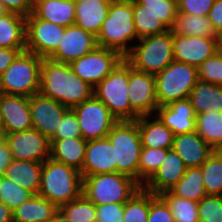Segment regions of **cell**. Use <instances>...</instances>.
<instances>
[{
	"instance_id": "31",
	"label": "cell",
	"mask_w": 222,
	"mask_h": 222,
	"mask_svg": "<svg viewBox=\"0 0 222 222\" xmlns=\"http://www.w3.org/2000/svg\"><path fill=\"white\" fill-rule=\"evenodd\" d=\"M173 195L199 202L207 196L201 168H188L182 179L169 190Z\"/></svg>"
},
{
	"instance_id": "40",
	"label": "cell",
	"mask_w": 222,
	"mask_h": 222,
	"mask_svg": "<svg viewBox=\"0 0 222 222\" xmlns=\"http://www.w3.org/2000/svg\"><path fill=\"white\" fill-rule=\"evenodd\" d=\"M146 10L155 14L159 20L172 30L178 13L177 0H136Z\"/></svg>"
},
{
	"instance_id": "19",
	"label": "cell",
	"mask_w": 222,
	"mask_h": 222,
	"mask_svg": "<svg viewBox=\"0 0 222 222\" xmlns=\"http://www.w3.org/2000/svg\"><path fill=\"white\" fill-rule=\"evenodd\" d=\"M117 172L115 148L108 137L88 141L81 171L82 177Z\"/></svg>"
},
{
	"instance_id": "42",
	"label": "cell",
	"mask_w": 222,
	"mask_h": 222,
	"mask_svg": "<svg viewBox=\"0 0 222 222\" xmlns=\"http://www.w3.org/2000/svg\"><path fill=\"white\" fill-rule=\"evenodd\" d=\"M199 222H222V196L207 195L198 202Z\"/></svg>"
},
{
	"instance_id": "56",
	"label": "cell",
	"mask_w": 222,
	"mask_h": 222,
	"mask_svg": "<svg viewBox=\"0 0 222 222\" xmlns=\"http://www.w3.org/2000/svg\"><path fill=\"white\" fill-rule=\"evenodd\" d=\"M6 13H7V11L4 8V5L0 2V16L4 15Z\"/></svg>"
},
{
	"instance_id": "12",
	"label": "cell",
	"mask_w": 222,
	"mask_h": 222,
	"mask_svg": "<svg viewBox=\"0 0 222 222\" xmlns=\"http://www.w3.org/2000/svg\"><path fill=\"white\" fill-rule=\"evenodd\" d=\"M65 27L34 16L26 17V51L48 58L59 46Z\"/></svg>"
},
{
	"instance_id": "52",
	"label": "cell",
	"mask_w": 222,
	"mask_h": 222,
	"mask_svg": "<svg viewBox=\"0 0 222 222\" xmlns=\"http://www.w3.org/2000/svg\"><path fill=\"white\" fill-rule=\"evenodd\" d=\"M0 222H13L12 210L2 202H0Z\"/></svg>"
},
{
	"instance_id": "58",
	"label": "cell",
	"mask_w": 222,
	"mask_h": 222,
	"mask_svg": "<svg viewBox=\"0 0 222 222\" xmlns=\"http://www.w3.org/2000/svg\"><path fill=\"white\" fill-rule=\"evenodd\" d=\"M3 130V121L0 113V131Z\"/></svg>"
},
{
	"instance_id": "33",
	"label": "cell",
	"mask_w": 222,
	"mask_h": 222,
	"mask_svg": "<svg viewBox=\"0 0 222 222\" xmlns=\"http://www.w3.org/2000/svg\"><path fill=\"white\" fill-rule=\"evenodd\" d=\"M172 31L174 34L182 36L201 37H215L216 32L208 20V17L187 15L179 12L177 13Z\"/></svg>"
},
{
	"instance_id": "38",
	"label": "cell",
	"mask_w": 222,
	"mask_h": 222,
	"mask_svg": "<svg viewBox=\"0 0 222 222\" xmlns=\"http://www.w3.org/2000/svg\"><path fill=\"white\" fill-rule=\"evenodd\" d=\"M59 210L72 222H96V205L83 194L79 198L61 205Z\"/></svg>"
},
{
	"instance_id": "39",
	"label": "cell",
	"mask_w": 222,
	"mask_h": 222,
	"mask_svg": "<svg viewBox=\"0 0 222 222\" xmlns=\"http://www.w3.org/2000/svg\"><path fill=\"white\" fill-rule=\"evenodd\" d=\"M123 222H148L149 191L141 187L124 204Z\"/></svg>"
},
{
	"instance_id": "1",
	"label": "cell",
	"mask_w": 222,
	"mask_h": 222,
	"mask_svg": "<svg viewBox=\"0 0 222 222\" xmlns=\"http://www.w3.org/2000/svg\"><path fill=\"white\" fill-rule=\"evenodd\" d=\"M39 93L72 109L93 96V87L77 76L69 64L42 58Z\"/></svg>"
},
{
	"instance_id": "6",
	"label": "cell",
	"mask_w": 222,
	"mask_h": 222,
	"mask_svg": "<svg viewBox=\"0 0 222 222\" xmlns=\"http://www.w3.org/2000/svg\"><path fill=\"white\" fill-rule=\"evenodd\" d=\"M82 178V194L95 205L125 204L141 188L135 180L118 172Z\"/></svg>"
},
{
	"instance_id": "20",
	"label": "cell",
	"mask_w": 222,
	"mask_h": 222,
	"mask_svg": "<svg viewBox=\"0 0 222 222\" xmlns=\"http://www.w3.org/2000/svg\"><path fill=\"white\" fill-rule=\"evenodd\" d=\"M186 169L181 157L170 148L162 165L142 187L155 195H160L176 185L184 176Z\"/></svg>"
},
{
	"instance_id": "8",
	"label": "cell",
	"mask_w": 222,
	"mask_h": 222,
	"mask_svg": "<svg viewBox=\"0 0 222 222\" xmlns=\"http://www.w3.org/2000/svg\"><path fill=\"white\" fill-rule=\"evenodd\" d=\"M42 58L21 52L0 75V93L31 97L39 93Z\"/></svg>"
},
{
	"instance_id": "18",
	"label": "cell",
	"mask_w": 222,
	"mask_h": 222,
	"mask_svg": "<svg viewBox=\"0 0 222 222\" xmlns=\"http://www.w3.org/2000/svg\"><path fill=\"white\" fill-rule=\"evenodd\" d=\"M0 113L5 134L33 129L27 96L0 93Z\"/></svg>"
},
{
	"instance_id": "60",
	"label": "cell",
	"mask_w": 222,
	"mask_h": 222,
	"mask_svg": "<svg viewBox=\"0 0 222 222\" xmlns=\"http://www.w3.org/2000/svg\"><path fill=\"white\" fill-rule=\"evenodd\" d=\"M114 1H125V2H133V1H136V0H114Z\"/></svg>"
},
{
	"instance_id": "3",
	"label": "cell",
	"mask_w": 222,
	"mask_h": 222,
	"mask_svg": "<svg viewBox=\"0 0 222 222\" xmlns=\"http://www.w3.org/2000/svg\"><path fill=\"white\" fill-rule=\"evenodd\" d=\"M81 172L64 163L48 158L43 162L38 195L58 207L82 195Z\"/></svg>"
},
{
	"instance_id": "5",
	"label": "cell",
	"mask_w": 222,
	"mask_h": 222,
	"mask_svg": "<svg viewBox=\"0 0 222 222\" xmlns=\"http://www.w3.org/2000/svg\"><path fill=\"white\" fill-rule=\"evenodd\" d=\"M137 42L125 57L135 70L156 75L174 61L172 30Z\"/></svg>"
},
{
	"instance_id": "22",
	"label": "cell",
	"mask_w": 222,
	"mask_h": 222,
	"mask_svg": "<svg viewBox=\"0 0 222 222\" xmlns=\"http://www.w3.org/2000/svg\"><path fill=\"white\" fill-rule=\"evenodd\" d=\"M172 148L181 157L187 169L201 167L214 152L196 131L176 135Z\"/></svg>"
},
{
	"instance_id": "21",
	"label": "cell",
	"mask_w": 222,
	"mask_h": 222,
	"mask_svg": "<svg viewBox=\"0 0 222 222\" xmlns=\"http://www.w3.org/2000/svg\"><path fill=\"white\" fill-rule=\"evenodd\" d=\"M155 115L175 136L195 132L196 115L188 98L158 107Z\"/></svg>"
},
{
	"instance_id": "35",
	"label": "cell",
	"mask_w": 222,
	"mask_h": 222,
	"mask_svg": "<svg viewBox=\"0 0 222 222\" xmlns=\"http://www.w3.org/2000/svg\"><path fill=\"white\" fill-rule=\"evenodd\" d=\"M160 196L168 204L175 222H199L198 202L173 195L165 191Z\"/></svg>"
},
{
	"instance_id": "45",
	"label": "cell",
	"mask_w": 222,
	"mask_h": 222,
	"mask_svg": "<svg viewBox=\"0 0 222 222\" xmlns=\"http://www.w3.org/2000/svg\"><path fill=\"white\" fill-rule=\"evenodd\" d=\"M82 137L78 118L72 109H69L63 116L59 127L50 141L64 138Z\"/></svg>"
},
{
	"instance_id": "46",
	"label": "cell",
	"mask_w": 222,
	"mask_h": 222,
	"mask_svg": "<svg viewBox=\"0 0 222 222\" xmlns=\"http://www.w3.org/2000/svg\"><path fill=\"white\" fill-rule=\"evenodd\" d=\"M215 0H177L178 12L187 15L208 17Z\"/></svg>"
},
{
	"instance_id": "59",
	"label": "cell",
	"mask_w": 222,
	"mask_h": 222,
	"mask_svg": "<svg viewBox=\"0 0 222 222\" xmlns=\"http://www.w3.org/2000/svg\"><path fill=\"white\" fill-rule=\"evenodd\" d=\"M70 1H72L74 4H77V3L82 2L84 0H70Z\"/></svg>"
},
{
	"instance_id": "17",
	"label": "cell",
	"mask_w": 222,
	"mask_h": 222,
	"mask_svg": "<svg viewBox=\"0 0 222 222\" xmlns=\"http://www.w3.org/2000/svg\"><path fill=\"white\" fill-rule=\"evenodd\" d=\"M172 41L174 60L197 68L217 53L214 37L182 36L172 31Z\"/></svg>"
},
{
	"instance_id": "14",
	"label": "cell",
	"mask_w": 222,
	"mask_h": 222,
	"mask_svg": "<svg viewBox=\"0 0 222 222\" xmlns=\"http://www.w3.org/2000/svg\"><path fill=\"white\" fill-rule=\"evenodd\" d=\"M128 99L139 116L155 115L158 106L155 75L135 70L129 63Z\"/></svg>"
},
{
	"instance_id": "34",
	"label": "cell",
	"mask_w": 222,
	"mask_h": 222,
	"mask_svg": "<svg viewBox=\"0 0 222 222\" xmlns=\"http://www.w3.org/2000/svg\"><path fill=\"white\" fill-rule=\"evenodd\" d=\"M133 15L137 41L141 38L162 34L169 30L155 14L146 10L137 1H133Z\"/></svg>"
},
{
	"instance_id": "15",
	"label": "cell",
	"mask_w": 222,
	"mask_h": 222,
	"mask_svg": "<svg viewBox=\"0 0 222 222\" xmlns=\"http://www.w3.org/2000/svg\"><path fill=\"white\" fill-rule=\"evenodd\" d=\"M97 46V39L93 33L83 30L76 24H72L65 27V32L58 48L48 59L70 64L88 54Z\"/></svg>"
},
{
	"instance_id": "25",
	"label": "cell",
	"mask_w": 222,
	"mask_h": 222,
	"mask_svg": "<svg viewBox=\"0 0 222 222\" xmlns=\"http://www.w3.org/2000/svg\"><path fill=\"white\" fill-rule=\"evenodd\" d=\"M111 2L112 0H84L77 3L74 24L97 36Z\"/></svg>"
},
{
	"instance_id": "9",
	"label": "cell",
	"mask_w": 222,
	"mask_h": 222,
	"mask_svg": "<svg viewBox=\"0 0 222 222\" xmlns=\"http://www.w3.org/2000/svg\"><path fill=\"white\" fill-rule=\"evenodd\" d=\"M197 81V67L172 61L162 72L155 75L158 106L187 99Z\"/></svg>"
},
{
	"instance_id": "48",
	"label": "cell",
	"mask_w": 222,
	"mask_h": 222,
	"mask_svg": "<svg viewBox=\"0 0 222 222\" xmlns=\"http://www.w3.org/2000/svg\"><path fill=\"white\" fill-rule=\"evenodd\" d=\"M9 13L27 17L32 13L33 3L31 0H0Z\"/></svg>"
},
{
	"instance_id": "44",
	"label": "cell",
	"mask_w": 222,
	"mask_h": 222,
	"mask_svg": "<svg viewBox=\"0 0 222 222\" xmlns=\"http://www.w3.org/2000/svg\"><path fill=\"white\" fill-rule=\"evenodd\" d=\"M148 222H175L166 201L152 192H149Z\"/></svg>"
},
{
	"instance_id": "13",
	"label": "cell",
	"mask_w": 222,
	"mask_h": 222,
	"mask_svg": "<svg viewBox=\"0 0 222 222\" xmlns=\"http://www.w3.org/2000/svg\"><path fill=\"white\" fill-rule=\"evenodd\" d=\"M5 141L13 160L43 163L50 158V140L35 129L6 134Z\"/></svg>"
},
{
	"instance_id": "57",
	"label": "cell",
	"mask_w": 222,
	"mask_h": 222,
	"mask_svg": "<svg viewBox=\"0 0 222 222\" xmlns=\"http://www.w3.org/2000/svg\"><path fill=\"white\" fill-rule=\"evenodd\" d=\"M5 132L3 130L0 131V144L5 141Z\"/></svg>"
},
{
	"instance_id": "55",
	"label": "cell",
	"mask_w": 222,
	"mask_h": 222,
	"mask_svg": "<svg viewBox=\"0 0 222 222\" xmlns=\"http://www.w3.org/2000/svg\"><path fill=\"white\" fill-rule=\"evenodd\" d=\"M214 151L222 158V143L218 145Z\"/></svg>"
},
{
	"instance_id": "16",
	"label": "cell",
	"mask_w": 222,
	"mask_h": 222,
	"mask_svg": "<svg viewBox=\"0 0 222 222\" xmlns=\"http://www.w3.org/2000/svg\"><path fill=\"white\" fill-rule=\"evenodd\" d=\"M33 129L49 140L54 136L64 114L69 110L63 104L36 93L29 97Z\"/></svg>"
},
{
	"instance_id": "28",
	"label": "cell",
	"mask_w": 222,
	"mask_h": 222,
	"mask_svg": "<svg viewBox=\"0 0 222 222\" xmlns=\"http://www.w3.org/2000/svg\"><path fill=\"white\" fill-rule=\"evenodd\" d=\"M195 115L222 112V88L218 84L198 80L188 97Z\"/></svg>"
},
{
	"instance_id": "26",
	"label": "cell",
	"mask_w": 222,
	"mask_h": 222,
	"mask_svg": "<svg viewBox=\"0 0 222 222\" xmlns=\"http://www.w3.org/2000/svg\"><path fill=\"white\" fill-rule=\"evenodd\" d=\"M43 163L27 160H13L4 176L22 186L33 195H38Z\"/></svg>"
},
{
	"instance_id": "27",
	"label": "cell",
	"mask_w": 222,
	"mask_h": 222,
	"mask_svg": "<svg viewBox=\"0 0 222 222\" xmlns=\"http://www.w3.org/2000/svg\"><path fill=\"white\" fill-rule=\"evenodd\" d=\"M50 158L82 171L87 141L82 137L50 141Z\"/></svg>"
},
{
	"instance_id": "53",
	"label": "cell",
	"mask_w": 222,
	"mask_h": 222,
	"mask_svg": "<svg viewBox=\"0 0 222 222\" xmlns=\"http://www.w3.org/2000/svg\"><path fill=\"white\" fill-rule=\"evenodd\" d=\"M215 44L218 54L222 55V28L215 32Z\"/></svg>"
},
{
	"instance_id": "47",
	"label": "cell",
	"mask_w": 222,
	"mask_h": 222,
	"mask_svg": "<svg viewBox=\"0 0 222 222\" xmlns=\"http://www.w3.org/2000/svg\"><path fill=\"white\" fill-rule=\"evenodd\" d=\"M124 204L96 205V222H123Z\"/></svg>"
},
{
	"instance_id": "41",
	"label": "cell",
	"mask_w": 222,
	"mask_h": 222,
	"mask_svg": "<svg viewBox=\"0 0 222 222\" xmlns=\"http://www.w3.org/2000/svg\"><path fill=\"white\" fill-rule=\"evenodd\" d=\"M32 196L33 194L22 186L7 179L5 176L0 177V202L7 205L12 211Z\"/></svg>"
},
{
	"instance_id": "51",
	"label": "cell",
	"mask_w": 222,
	"mask_h": 222,
	"mask_svg": "<svg viewBox=\"0 0 222 222\" xmlns=\"http://www.w3.org/2000/svg\"><path fill=\"white\" fill-rule=\"evenodd\" d=\"M13 161L12 153L6 141L0 144V177L4 176L7 166Z\"/></svg>"
},
{
	"instance_id": "54",
	"label": "cell",
	"mask_w": 222,
	"mask_h": 222,
	"mask_svg": "<svg viewBox=\"0 0 222 222\" xmlns=\"http://www.w3.org/2000/svg\"><path fill=\"white\" fill-rule=\"evenodd\" d=\"M48 222H72L66 218V216L58 210L57 213Z\"/></svg>"
},
{
	"instance_id": "50",
	"label": "cell",
	"mask_w": 222,
	"mask_h": 222,
	"mask_svg": "<svg viewBox=\"0 0 222 222\" xmlns=\"http://www.w3.org/2000/svg\"><path fill=\"white\" fill-rule=\"evenodd\" d=\"M208 20L215 31L222 28V0H215L214 5L209 11Z\"/></svg>"
},
{
	"instance_id": "30",
	"label": "cell",
	"mask_w": 222,
	"mask_h": 222,
	"mask_svg": "<svg viewBox=\"0 0 222 222\" xmlns=\"http://www.w3.org/2000/svg\"><path fill=\"white\" fill-rule=\"evenodd\" d=\"M0 47L26 49V17L9 12L0 16Z\"/></svg>"
},
{
	"instance_id": "24",
	"label": "cell",
	"mask_w": 222,
	"mask_h": 222,
	"mask_svg": "<svg viewBox=\"0 0 222 222\" xmlns=\"http://www.w3.org/2000/svg\"><path fill=\"white\" fill-rule=\"evenodd\" d=\"M76 4L70 0H38L33 3L32 14L56 25L74 24Z\"/></svg>"
},
{
	"instance_id": "4",
	"label": "cell",
	"mask_w": 222,
	"mask_h": 222,
	"mask_svg": "<svg viewBox=\"0 0 222 222\" xmlns=\"http://www.w3.org/2000/svg\"><path fill=\"white\" fill-rule=\"evenodd\" d=\"M129 62L123 58L95 88L93 95L100 100L117 121H133L139 116L131 109L128 99Z\"/></svg>"
},
{
	"instance_id": "29",
	"label": "cell",
	"mask_w": 222,
	"mask_h": 222,
	"mask_svg": "<svg viewBox=\"0 0 222 222\" xmlns=\"http://www.w3.org/2000/svg\"><path fill=\"white\" fill-rule=\"evenodd\" d=\"M59 207L39 195H33L12 211L13 222H48Z\"/></svg>"
},
{
	"instance_id": "32",
	"label": "cell",
	"mask_w": 222,
	"mask_h": 222,
	"mask_svg": "<svg viewBox=\"0 0 222 222\" xmlns=\"http://www.w3.org/2000/svg\"><path fill=\"white\" fill-rule=\"evenodd\" d=\"M196 133L213 149L222 143V112H204L196 115Z\"/></svg>"
},
{
	"instance_id": "49",
	"label": "cell",
	"mask_w": 222,
	"mask_h": 222,
	"mask_svg": "<svg viewBox=\"0 0 222 222\" xmlns=\"http://www.w3.org/2000/svg\"><path fill=\"white\" fill-rule=\"evenodd\" d=\"M26 49H11L0 47V75L7 70L16 57Z\"/></svg>"
},
{
	"instance_id": "7",
	"label": "cell",
	"mask_w": 222,
	"mask_h": 222,
	"mask_svg": "<svg viewBox=\"0 0 222 222\" xmlns=\"http://www.w3.org/2000/svg\"><path fill=\"white\" fill-rule=\"evenodd\" d=\"M107 137L115 148L117 172L132 178L139 184L142 144L136 120L117 121Z\"/></svg>"
},
{
	"instance_id": "11",
	"label": "cell",
	"mask_w": 222,
	"mask_h": 222,
	"mask_svg": "<svg viewBox=\"0 0 222 222\" xmlns=\"http://www.w3.org/2000/svg\"><path fill=\"white\" fill-rule=\"evenodd\" d=\"M122 59L117 51L97 46L69 65L77 76L95 88Z\"/></svg>"
},
{
	"instance_id": "23",
	"label": "cell",
	"mask_w": 222,
	"mask_h": 222,
	"mask_svg": "<svg viewBox=\"0 0 222 222\" xmlns=\"http://www.w3.org/2000/svg\"><path fill=\"white\" fill-rule=\"evenodd\" d=\"M142 147L170 149L174 133L156 115L141 116L136 119Z\"/></svg>"
},
{
	"instance_id": "10",
	"label": "cell",
	"mask_w": 222,
	"mask_h": 222,
	"mask_svg": "<svg viewBox=\"0 0 222 222\" xmlns=\"http://www.w3.org/2000/svg\"><path fill=\"white\" fill-rule=\"evenodd\" d=\"M84 140L92 141L107 137L117 120L109 109L94 95L73 107Z\"/></svg>"
},
{
	"instance_id": "36",
	"label": "cell",
	"mask_w": 222,
	"mask_h": 222,
	"mask_svg": "<svg viewBox=\"0 0 222 222\" xmlns=\"http://www.w3.org/2000/svg\"><path fill=\"white\" fill-rule=\"evenodd\" d=\"M200 168L207 195L222 196V158L214 151Z\"/></svg>"
},
{
	"instance_id": "2",
	"label": "cell",
	"mask_w": 222,
	"mask_h": 222,
	"mask_svg": "<svg viewBox=\"0 0 222 222\" xmlns=\"http://www.w3.org/2000/svg\"><path fill=\"white\" fill-rule=\"evenodd\" d=\"M96 39L99 47L117 51L125 58L134 46L130 43L137 42L133 2L112 0Z\"/></svg>"
},
{
	"instance_id": "37",
	"label": "cell",
	"mask_w": 222,
	"mask_h": 222,
	"mask_svg": "<svg viewBox=\"0 0 222 222\" xmlns=\"http://www.w3.org/2000/svg\"><path fill=\"white\" fill-rule=\"evenodd\" d=\"M168 149L142 147L139 161V185L142 187L159 169Z\"/></svg>"
},
{
	"instance_id": "43",
	"label": "cell",
	"mask_w": 222,
	"mask_h": 222,
	"mask_svg": "<svg viewBox=\"0 0 222 222\" xmlns=\"http://www.w3.org/2000/svg\"><path fill=\"white\" fill-rule=\"evenodd\" d=\"M198 80L212 84H222L221 54L216 53L215 55L207 58L198 67Z\"/></svg>"
}]
</instances>
